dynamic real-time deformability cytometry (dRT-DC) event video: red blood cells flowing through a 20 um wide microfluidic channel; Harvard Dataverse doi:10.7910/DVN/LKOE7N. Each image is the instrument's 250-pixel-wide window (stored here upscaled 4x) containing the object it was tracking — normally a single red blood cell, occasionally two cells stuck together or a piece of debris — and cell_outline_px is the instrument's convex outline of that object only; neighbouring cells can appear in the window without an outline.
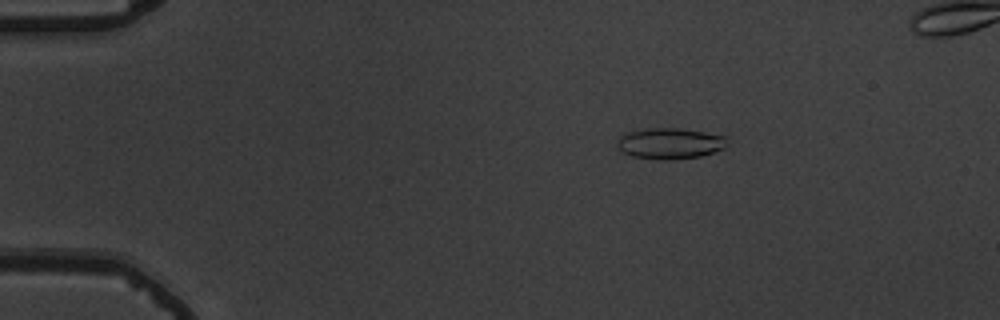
{"species": "common noctule bat (a hibernating species)", "species_latin": "Nyctalus noctula", "temperature_condition": "warm", "stored_images_in_passage": 50, "camera_frame_rate_fps": 3000, "um_per_image_px": 0.085, "animal": {"sex": "male", "body_mass_g": 19.5, "forearm_length_mm": 54.6}, "frame": {"image": 1, "passage_image": 5, "time_ms": 1.333, "image_size_px": [1000, 320], "cell_outline_px": [[724, 148], [700, 156], [672, 160], [656, 160], [632, 156], [620, 152], [616, 144], [616, 140], [620, 136], [628, 132], [648, 128], [676, 128], [704, 132], [724, 136]], "centroid_in_image_um": [56.84, 12.2], "position_along_channel_um": 28.2, "area_um2": 19.77}}
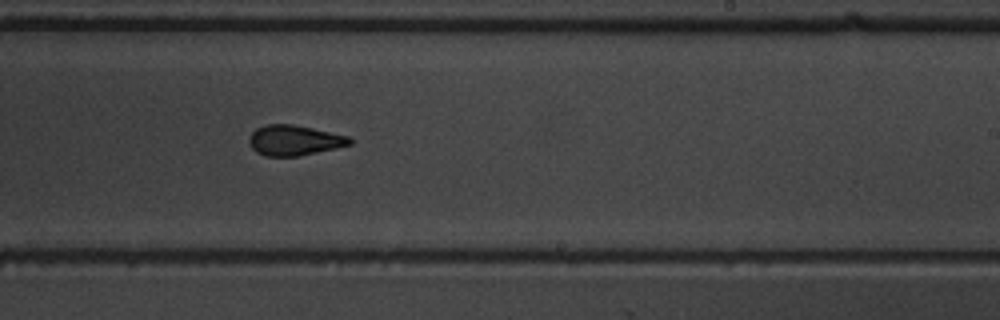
{"frame": {"image": 2, "passage_image": 30, "time_ms": 9.667, "image_size_px": [1000, 320], "cell_outline_px": [[352, 144], [296, 156], [264, 156], [256, 152], [252, 148], [248, 140], [248, 136], [256, 128], [264, 124], [292, 124], [312, 128], [348, 136], [352, 140]], "centroid_in_image_um": [24.95, 11.91], "position_along_channel_um": 264.0, "area_um2": 17.63}}
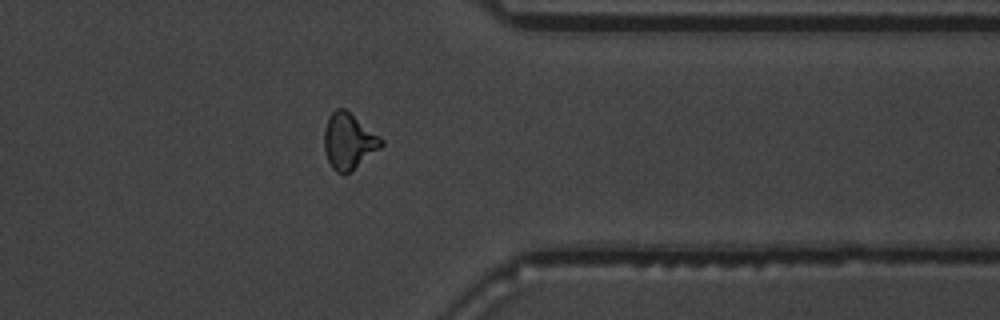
{"frame": {"image": 3, "passage_image": 40, "time_ms": 13.0, "image_size_px": [1000, 320], "cell_outline_px": [[384, 144], [380, 148], [348, 172], [336, 172], [332, 168], [328, 160], [324, 148], [324, 128], [328, 116], [336, 108], [344, 108], [380, 136], [384, 140]], "centroid_in_image_um": [29.62, 11.96], "position_along_channel_um": 381.8, "area_um2": 18.26}}